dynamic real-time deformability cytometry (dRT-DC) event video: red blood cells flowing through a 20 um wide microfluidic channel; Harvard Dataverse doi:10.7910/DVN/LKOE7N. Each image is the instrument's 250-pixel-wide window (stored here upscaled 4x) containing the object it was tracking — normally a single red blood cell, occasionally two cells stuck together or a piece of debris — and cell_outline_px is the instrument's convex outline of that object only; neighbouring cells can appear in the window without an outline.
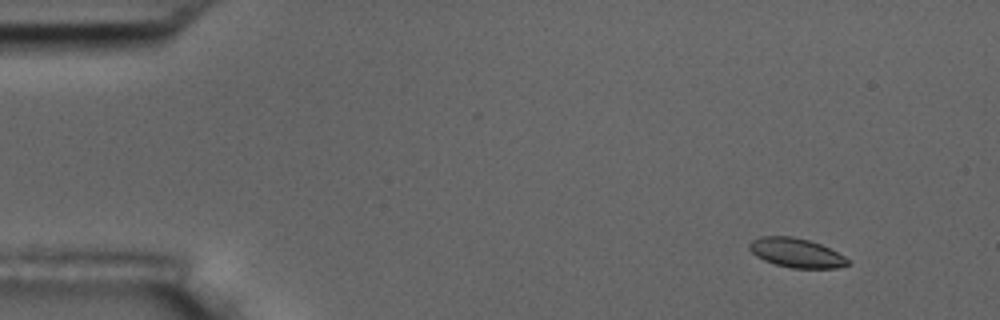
{"species": "common noctule bat (a hibernating species)", "species_latin": "Nyctalus noctula", "temperature_condition": "room temperature", "stored_images_in_passage": 4, "camera_frame_rate_fps": 3000, "um_per_image_px": 0.085, "animal": {"sex": "male", "body_mass_g": 17.5, "forearm_length_mm": 52.3}, "frame": {"image": 1, "passage_image": 1, "time_ms": 0.0, "image_size_px": [1000, 320], "cell_outline_px": [[848, 264], [836, 268], [792, 268], [776, 264], [764, 260], [756, 256], [748, 248], [748, 244], [752, 240], [760, 236], [792, 236], [808, 240], [820, 244], [844, 256], [848, 260]], "centroid_in_image_um": [67.64, 21.48], "position_along_channel_um": 17.4, "area_um2": 16.59}}
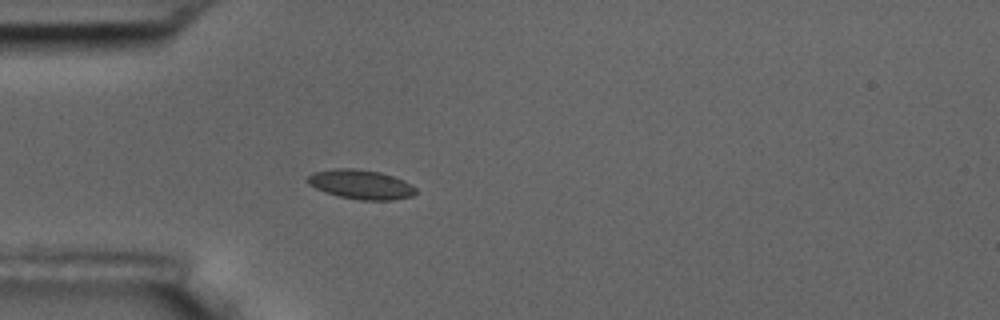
{"frame": {"image": 2, "passage_image": 4, "time_ms": 3.667, "image_size_px": [1000, 320], "cell_outline_px": [[416, 192], [412, 196], [392, 200], [360, 200], [340, 196], [316, 188], [308, 184], [308, 176], [312, 172], [332, 168], [352, 168], [380, 172], [404, 180], [416, 188]], "centroid_in_image_um": [30.68, 15.66], "position_along_channel_um": 54.3, "area_um2": 18.38}}